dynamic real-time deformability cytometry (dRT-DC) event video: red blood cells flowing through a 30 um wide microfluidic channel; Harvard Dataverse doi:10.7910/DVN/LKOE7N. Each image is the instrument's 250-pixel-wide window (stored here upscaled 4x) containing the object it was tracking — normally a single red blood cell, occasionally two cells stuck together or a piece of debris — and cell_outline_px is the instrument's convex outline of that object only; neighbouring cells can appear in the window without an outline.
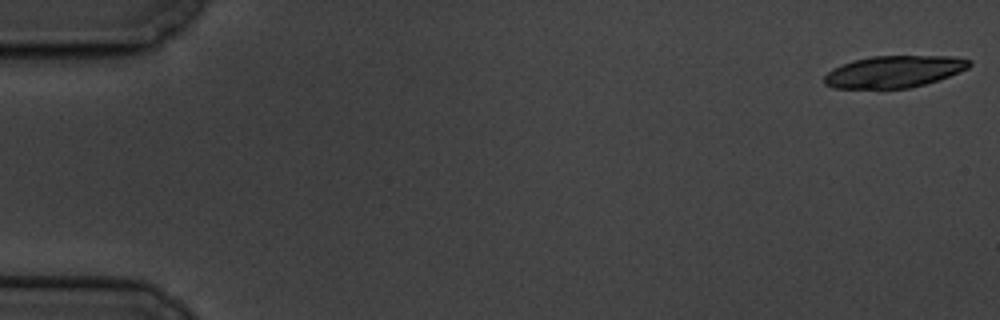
{"species": "common noctule bat (a hibernating species)", "species_latin": "Nyctalus noctula", "temperature_condition": "cold", "stored_images_in_passage": 6, "camera_frame_rate_fps": 3000, "um_per_image_px": 0.085, "animal": {"sex": "male", "body_mass_g": 19.5, "forearm_length_mm": 54.6}, "frame": {"image": 1, "passage_image": 1, "time_ms": 0.0, "image_size_px": [1000, 320], "cell_outline_px": [[972, 64], [968, 68], [960, 72], [924, 84], [908, 88], [832, 88], [824, 84], [824, 76], [832, 68], [856, 60], [872, 56], [952, 56], [972, 60]], "centroid_in_image_um": [76.0, 6.08], "position_along_channel_um": 9.0, "area_um2": 26.76}}